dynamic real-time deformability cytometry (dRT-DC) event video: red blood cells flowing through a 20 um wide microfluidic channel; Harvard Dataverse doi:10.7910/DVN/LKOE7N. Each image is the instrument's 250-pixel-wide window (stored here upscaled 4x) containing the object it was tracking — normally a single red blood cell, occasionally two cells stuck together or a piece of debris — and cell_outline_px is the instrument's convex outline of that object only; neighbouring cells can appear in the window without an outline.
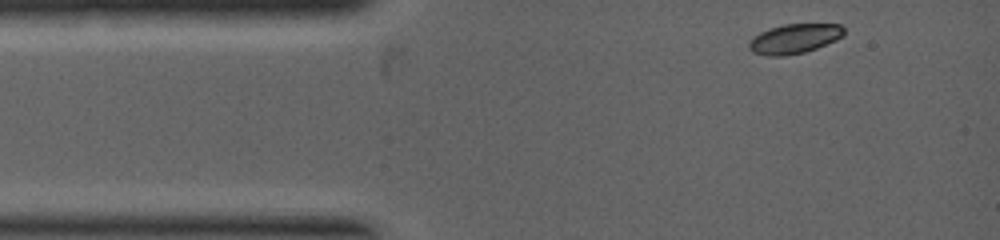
{"species": "common noctule bat (a hibernating species)", "species_latin": "Nyctalus noctula", "temperature_condition": "warm", "stored_images_in_passage": 5, "segment_of_instrument_passage": [1, 2], "camera_frame_rate_fps": 5000, "um_per_image_px": 0.085, "animal": {"sex": "female", "body_mass_g": 19.0, "forearm_length_mm": 53.3}, "frame": {"image": 1, "passage_image": 1, "time_ms": 0.0, "image_size_px": [1000, 240], "cell_outline_px": [[844, 36], [836, 40], [816, 48], [804, 52], [784, 56], [768, 56], [752, 52], [748, 48], [748, 44], [752, 36], [768, 28], [784, 24], [840, 24], [844, 28]], "centroid_in_image_um": [67.49, 3.29], "position_along_channel_um": 17.5, "area_um2": 16.53}}